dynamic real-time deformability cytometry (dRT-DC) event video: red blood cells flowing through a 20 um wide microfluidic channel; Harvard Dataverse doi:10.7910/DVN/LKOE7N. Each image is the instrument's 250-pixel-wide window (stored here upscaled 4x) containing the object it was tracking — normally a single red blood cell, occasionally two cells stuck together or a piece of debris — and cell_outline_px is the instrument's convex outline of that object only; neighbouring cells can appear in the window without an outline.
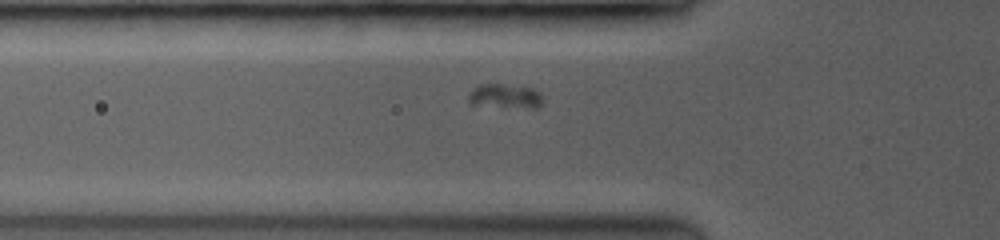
{"species": "common noctule bat (a hibernating species)", "species_latin": "Nyctalus noctula", "temperature_condition": "room temperature", "stored_images_in_passage": 11, "camera_frame_rate_fps": 3500, "um_per_image_px": 0.085, "animal": {"sex": "female", "body_mass_g": 19.0, "forearm_length_mm": 53.3}, "frame": {"image": 1, "passage_image": 8, "time_ms": 1.714, "image_size_px": [1000, 240], "cell_outline_px": [[540, 104], [532, 108], [472, 104], [468, 100], [468, 96], [480, 84], [500, 84], [532, 88], [540, 92]], "centroid_in_image_um": [42.92, 8.16], "position_along_channel_um": 82.9, "area_um2": 10.0}}
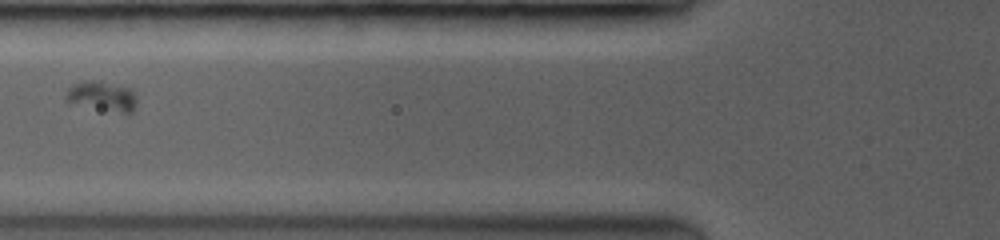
{"frame": {"image": 2, "passage_image": 10, "time_ms": 2.571, "image_size_px": [1000, 240], "cell_outline_px": [[132, 112], [124, 112], [68, 100], [68, 88], [84, 80], [96, 80], [128, 88], [132, 92]], "centroid_in_image_um": [8.66, 8.1], "position_along_channel_um": 117.1, "area_um2": 10.69}}